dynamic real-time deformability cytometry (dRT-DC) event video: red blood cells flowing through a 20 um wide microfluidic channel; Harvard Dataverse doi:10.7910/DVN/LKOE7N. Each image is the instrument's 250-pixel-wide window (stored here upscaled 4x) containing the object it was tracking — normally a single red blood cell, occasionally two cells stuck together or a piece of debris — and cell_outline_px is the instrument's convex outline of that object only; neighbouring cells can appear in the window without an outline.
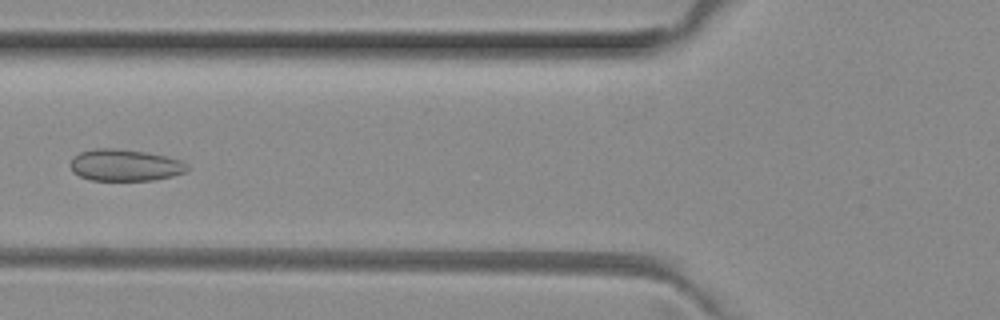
{"species": "common noctule bat (a hibernating species)", "species_latin": "Nyctalus noctula", "temperature_condition": "room temperature", "stored_images_in_passage": 5, "camera_frame_rate_fps": 3000, "um_per_image_px": 0.085, "animal": {"sex": "female", "body_mass_g": 29.2, "forearm_length_mm": 56.3}, "frame": {"image": 1, "passage_image": 4, "time_ms": 1.0, "image_size_px": [1000, 320], "cell_outline_px": [[188, 168], [184, 172], [172, 176], [156, 180], [92, 180], [80, 176], [72, 172], [68, 164], [80, 152], [96, 148], [116, 148], [144, 152], [164, 156], [180, 160]], "centroid_in_image_um": [10.57, 14.04], "position_along_channel_um": 115.2, "area_um2": 21.39}}
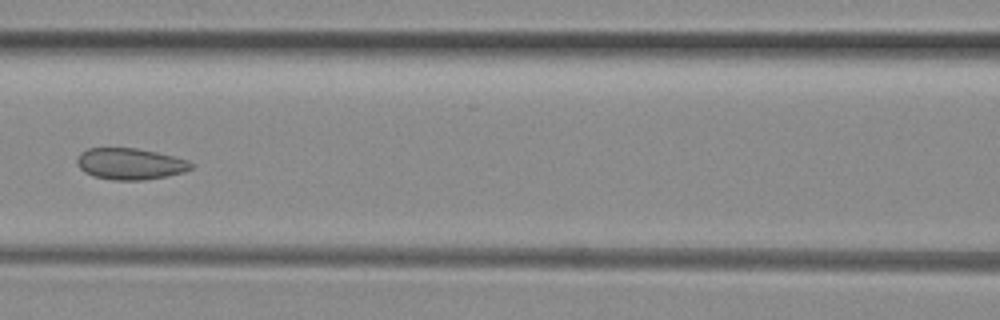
{"frame": {"image": 2, "passage_image": 5, "time_ms": 1.333, "image_size_px": [1000, 320], "cell_outline_px": [[192, 168], [184, 172], [168, 176], [144, 180], [112, 180], [92, 176], [84, 172], [76, 164], [76, 160], [80, 152], [88, 148], [136, 148], [156, 152], [188, 160], [192, 164]], "centroid_in_image_um": [11.03, 13.93], "position_along_channel_um": 155.6, "area_um2": 20.98}}